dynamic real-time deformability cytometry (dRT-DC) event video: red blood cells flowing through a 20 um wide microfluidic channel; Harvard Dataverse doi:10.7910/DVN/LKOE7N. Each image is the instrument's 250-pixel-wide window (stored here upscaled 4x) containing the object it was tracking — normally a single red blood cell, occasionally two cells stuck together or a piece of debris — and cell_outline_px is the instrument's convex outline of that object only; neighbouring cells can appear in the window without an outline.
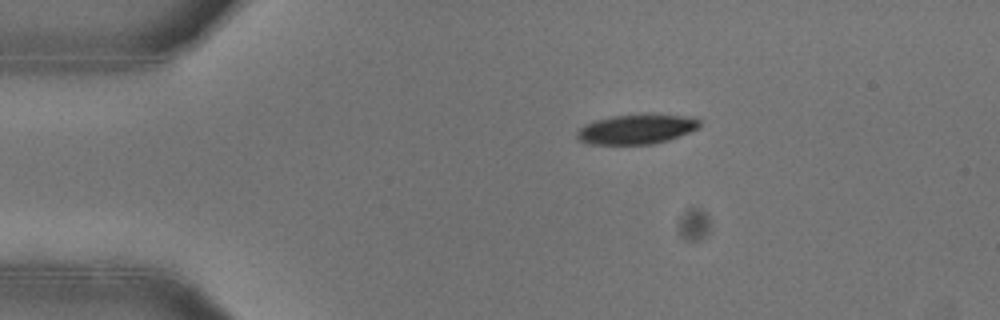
{"species": "common noctule bat (a hibernating species)", "species_latin": "Nyctalus noctula", "temperature_condition": "warm", "stored_images_in_passage": 52, "camera_frame_rate_fps": 3000, "um_per_image_px": 0.085, "animal": {"sex": "female"}, "frame": {"image": 1, "passage_image": 10, "time_ms": 3.0, "image_size_px": [1000, 320], "cell_outline_px": [[700, 124], [696, 128], [688, 132], [668, 140], [652, 144], [592, 144], [580, 140], [576, 136], [576, 132], [584, 124], [596, 120], [612, 116], [692, 116], [700, 120]], "centroid_in_image_um": [54.06, 11.0], "position_along_channel_um": 30.9, "area_um2": 20.46}}
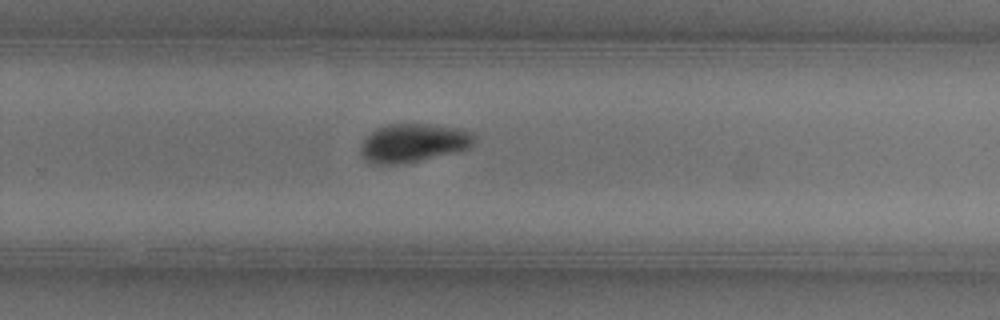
{"frame": {"image": 2, "passage_image": 34, "time_ms": 11.0, "image_size_px": [1000, 320], "cell_outline_px": [[476, 136], [472, 144], [468, 148], [452, 152], [416, 160], [392, 164], [380, 164], [368, 160], [360, 152], [364, 140], [376, 128], [388, 124], [428, 124], [456, 128], [472, 132]], "centroid_in_image_um": [35.14, 12.11], "position_along_channel_um": 294.7, "area_um2": 24.57}}
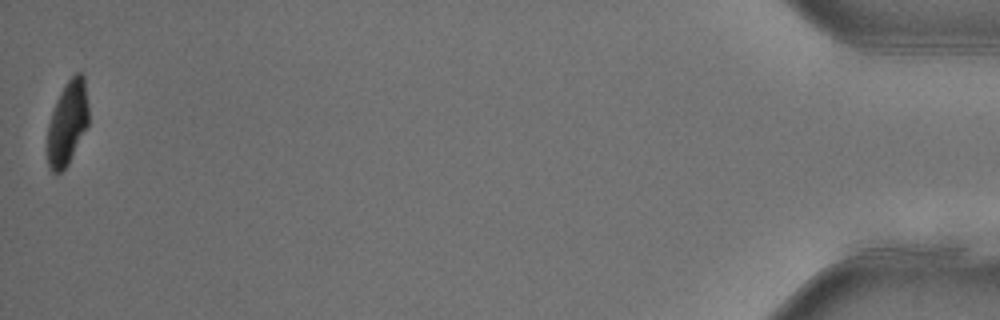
{"frame": {"image": 3, "passage_image": 52, "time_ms": 17.0, "image_size_px": [1000, 320], "cell_outline_px": [[88, 124], [68, 164], [60, 172], [52, 172], [48, 168], [48, 124], [56, 100], [64, 84], [76, 72], [80, 72], [84, 76], [88, 104]], "centroid_in_image_um": [5.73, 10.42], "position_along_channel_um": 429.5, "area_um2": 20.0}, "authors_computed_cell_mechanics": {"area_um2": 22.9755, "velocity_mm_per_s": 3.9447, "shape_relaxation_time_tau1_ms": 4.1675, "shape_relaxation_time_tau2_ms": 5.329, "deformation_change_tau1": 0.166, "deformation_change_tau2": 0.0851}}